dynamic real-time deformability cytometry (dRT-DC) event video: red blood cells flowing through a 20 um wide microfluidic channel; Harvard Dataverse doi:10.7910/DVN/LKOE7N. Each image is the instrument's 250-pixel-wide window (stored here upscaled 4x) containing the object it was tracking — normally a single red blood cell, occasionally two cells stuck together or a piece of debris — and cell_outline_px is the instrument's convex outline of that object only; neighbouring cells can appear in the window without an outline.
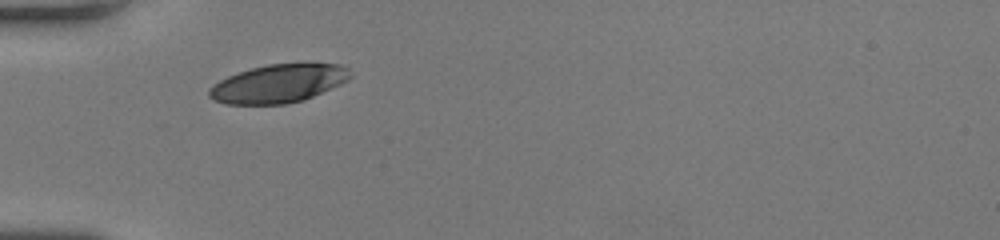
{"species": "human", "species_latin": "Homo sapiens", "temperature_condition": "room temperature", "stored_images_in_passage": 26, "camera_frame_rate_fps": 3000, "um_per_image_px": 0.085, "donor": {"sex": "female"}, "frame": {"image": 1, "passage_image": 1, "time_ms": 0.0, "image_size_px": [1000, 240], "cell_outline_px": [[352, 76], [348, 80], [340, 84], [304, 100], [284, 104], [224, 104], [212, 100], [208, 96], [208, 88], [212, 84], [228, 76], [252, 68], [268, 64], [340, 64], [348, 68]], "centroid_in_image_um": [23.63, 7.11], "position_along_channel_um": 61.4, "area_um2": 31.39}}
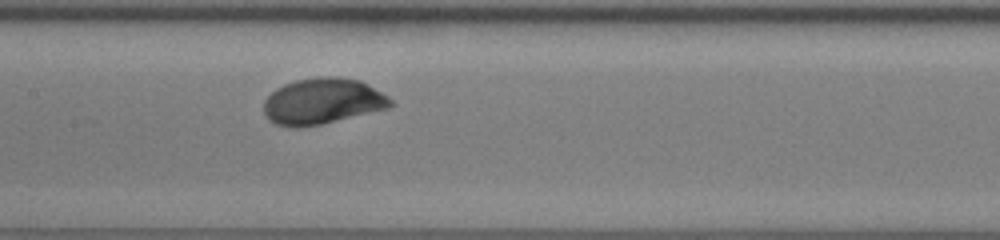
{"frame": {"image": 2, "passage_image": 10, "time_ms": 3.0, "image_size_px": [1000, 240], "cell_outline_px": [[396, 104], [388, 108], [320, 124], [300, 128], [288, 128], [276, 124], [268, 120], [264, 112], [264, 100], [276, 88], [284, 84], [296, 80], [320, 76], [336, 76], [360, 80], [368, 84], [388, 96]], "centroid_in_image_um": [27.4, 8.61], "position_along_channel_um": 180.0, "area_um2": 34.16}}
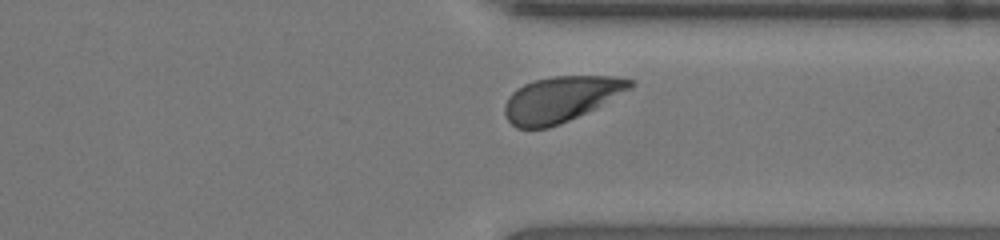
{"frame": {"image": 3, "passage_image": 23, "time_ms": 7.333, "image_size_px": [1000, 240], "cell_outline_px": [[636, 84], [632, 88], [560, 124], [548, 128], [516, 128], [508, 120], [504, 112], [504, 104], [508, 96], [516, 88], [524, 84], [536, 80], [552, 76], [616, 76], [632, 80]], "centroid_in_image_um": [47.63, 8.41], "position_along_channel_um": 363.8, "area_um2": 32.83}, "authors_computed_cell_mechanics": {"area_um2": 33.1483, "velocity_mm_per_s": 4.2188, "shape_relaxation_time_tau1_ms": 2.5486, "shape_relaxation_time_tau2_ms": null, "deformation_change_tau1": 0.1642, "deformation_change_tau2": null}}